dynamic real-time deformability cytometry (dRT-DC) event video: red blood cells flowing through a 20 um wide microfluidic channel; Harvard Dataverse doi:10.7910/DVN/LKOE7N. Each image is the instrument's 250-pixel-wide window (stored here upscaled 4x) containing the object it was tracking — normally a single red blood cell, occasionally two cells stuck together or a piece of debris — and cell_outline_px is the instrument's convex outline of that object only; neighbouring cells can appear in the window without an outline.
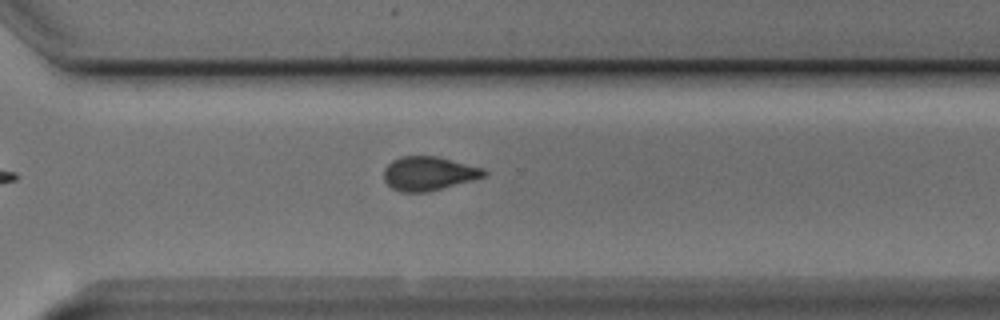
{"species": "Egyptian fruit bat (a non-hibernating species)", "species_latin": "Rousettus aegyptiacus", "temperature_condition": "cold", "stored_images_in_passage": 9, "camera_frame_rate_fps": 3000, "um_per_image_px": 0.085, "animal": {"sex": "male"}, "frame": {"image": 1, "passage_image": 9, "time_ms": 10.333, "image_size_px": [1000, 320], "cell_outline_px": [[488, 172], [484, 176], [472, 180], [428, 192], [400, 192], [392, 188], [384, 180], [384, 168], [392, 160], [400, 156], [440, 156], [484, 168]], "centroid_in_image_um": [36.43, 14.73], "position_along_channel_um": 334.2, "area_um2": 19.94}}